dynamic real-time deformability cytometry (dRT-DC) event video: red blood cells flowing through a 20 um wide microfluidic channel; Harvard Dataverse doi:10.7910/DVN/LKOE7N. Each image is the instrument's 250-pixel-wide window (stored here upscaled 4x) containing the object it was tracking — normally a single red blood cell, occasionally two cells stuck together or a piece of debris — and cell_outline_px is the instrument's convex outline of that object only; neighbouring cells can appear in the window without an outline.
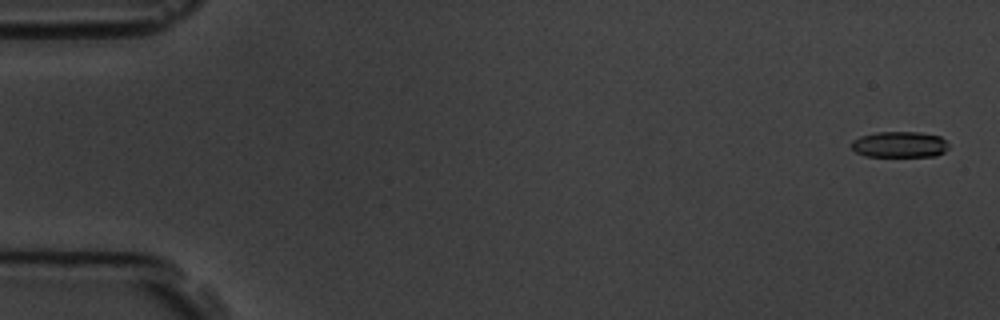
{"species": "common noctule bat (a hibernating species)", "species_latin": "Nyctalus noctula", "temperature_condition": "room temperature", "stored_images_in_passage": 5, "camera_frame_rate_fps": 3000, "um_per_image_px": 0.085, "animal": {"sex": "male", "body_mass_g": 19.5, "forearm_length_mm": 54.6}, "frame": {"image": 1, "passage_image": 1, "time_ms": 0.0, "image_size_px": [1000, 320], "cell_outline_px": [[948, 148], [944, 152], [936, 156], [864, 156], [856, 152], [852, 148], [852, 140], [860, 136], [876, 132], [920, 132], [940, 136], [948, 144]], "centroid_in_image_um": [76.46, 12.28], "position_along_channel_um": 8.5, "area_um2": 14.74}}
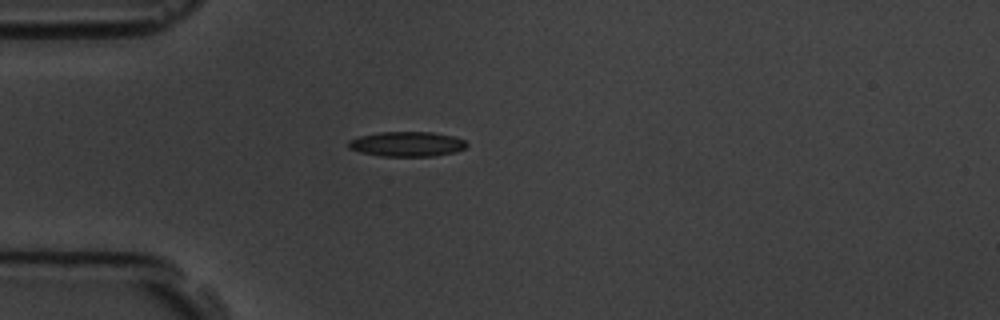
{"frame": {"image": 2, "passage_image": 5, "time_ms": 4.667, "image_size_px": [1000, 320], "cell_outline_px": [[468, 144], [464, 148], [456, 152], [432, 156], [380, 156], [360, 152], [348, 148], [348, 140], [360, 136], [380, 132], [432, 132], [452, 136], [464, 140]], "centroid_in_image_um": [34.57, 12.24], "position_along_channel_um": 50.4, "area_um2": 17.11}}